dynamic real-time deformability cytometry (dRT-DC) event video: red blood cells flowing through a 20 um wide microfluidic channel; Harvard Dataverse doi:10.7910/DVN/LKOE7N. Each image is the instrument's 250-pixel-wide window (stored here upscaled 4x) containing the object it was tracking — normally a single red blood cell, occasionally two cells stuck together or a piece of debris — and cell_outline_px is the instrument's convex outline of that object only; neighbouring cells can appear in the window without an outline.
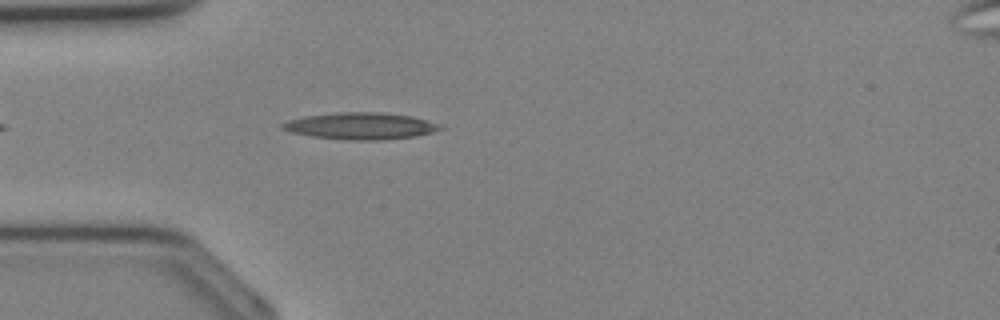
{"species": "Egyptian fruit bat (a non-hibernating species)", "species_latin": "Rousettus aegyptiacus", "temperature_condition": "cold", "stored_images_in_passage": 12, "camera_frame_rate_fps": 3000, "um_per_image_px": 0.085, "animal": {"sex": "female"}, "frame": {"image": 1, "passage_image": 3, "time_ms": 0.667, "image_size_px": [1000, 320], "cell_outline_px": [[444, 128], [432, 132], [416, 136], [380, 140], [348, 140], [312, 136], [292, 132], [280, 128], [280, 124], [288, 120], [304, 116], [336, 112], [380, 112], [412, 116], [436, 124]], "centroid_in_image_um": [30.6, 10.7], "position_along_channel_um": 54.4, "area_um2": 24.45}}
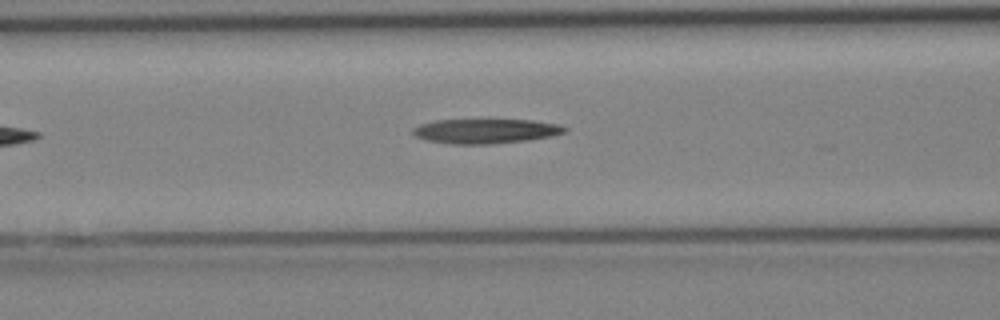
{"frame": {"image": 2, "passage_image": 7, "time_ms": 2.0, "image_size_px": [1000, 320], "cell_outline_px": [[568, 128], [564, 132], [552, 136], [528, 140], [488, 144], [448, 144], [424, 140], [416, 136], [412, 132], [412, 128], [420, 124], [436, 120], [532, 120], [556, 124]], "centroid_in_image_um": [41.23, 11.15], "position_along_channel_um": 125.4, "area_um2": 21.73}}
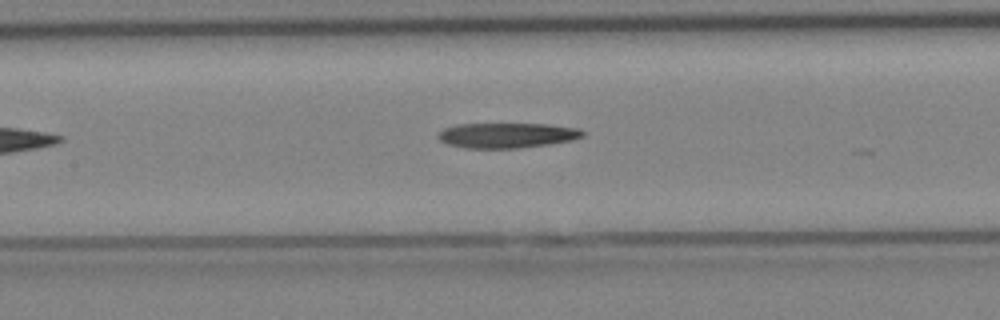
{"frame": {"image": 3, "passage_image": 9, "time_ms": 2.667, "image_size_px": [1000, 320], "cell_outline_px": [[584, 136], [572, 140], [548, 144], [520, 148], [464, 148], [448, 144], [440, 140], [436, 136], [444, 128], [456, 124], [548, 124], [580, 128], [584, 132]], "centroid_in_image_um": [43.09, 11.5], "position_along_channel_um": 164.3, "area_um2": 21.21}}